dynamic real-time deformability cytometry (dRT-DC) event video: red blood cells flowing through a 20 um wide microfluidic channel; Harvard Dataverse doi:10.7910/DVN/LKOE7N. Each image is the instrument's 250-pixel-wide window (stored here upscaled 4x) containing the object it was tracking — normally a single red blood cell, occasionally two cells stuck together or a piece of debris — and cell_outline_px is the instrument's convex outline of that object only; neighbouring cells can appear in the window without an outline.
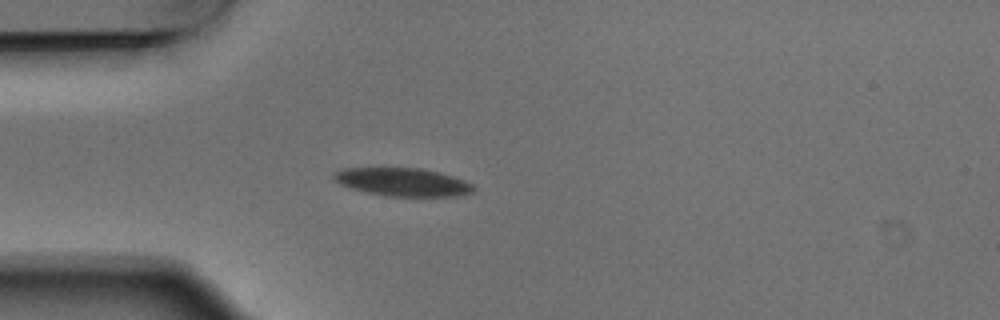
{"species": "Egyptian fruit bat (a non-hibernating species)", "species_latin": "Rousettus aegyptiacus", "temperature_condition": "warm", "stored_images_in_passage": 5, "camera_frame_rate_fps": 3000, "um_per_image_px": 0.085, "animal": {"sex": "male"}, "frame": {"image": 1, "passage_image": 5, "time_ms": 1.333, "image_size_px": [1000, 320], "cell_outline_px": [[476, 188], [472, 192], [460, 196], [384, 196], [364, 192], [340, 184], [332, 180], [332, 172], [344, 168], [384, 164], [420, 168], [440, 172], [464, 180], [472, 184]], "centroid_in_image_um": [34.12, 15.41], "position_along_channel_um": 50.9, "area_um2": 24.22}}